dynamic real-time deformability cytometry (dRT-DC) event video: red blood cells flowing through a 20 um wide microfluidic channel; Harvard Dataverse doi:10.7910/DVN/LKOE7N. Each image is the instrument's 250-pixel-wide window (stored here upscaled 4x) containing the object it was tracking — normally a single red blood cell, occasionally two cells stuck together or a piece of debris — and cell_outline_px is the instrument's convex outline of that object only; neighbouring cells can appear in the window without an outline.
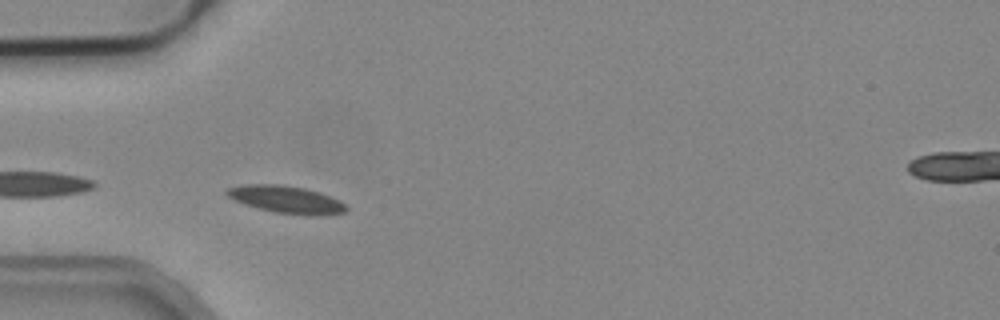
{"species": "common noctule bat (a hibernating species)", "species_latin": "Nyctalus noctula", "temperature_condition": "cold", "stored_images_in_passage": 5, "camera_frame_rate_fps": 3000, "um_per_image_px": 0.085, "animal": {"sex": "male", "body_mass_g": 19.2, "forearm_length_mm": 51.8}, "frame": {"image": 1, "passage_image": 2, "time_ms": 0.333, "image_size_px": [1000, 320], "cell_outline_px": [[348, 208], [344, 212], [320, 216], [312, 216], [276, 212], [244, 204], [228, 196], [224, 192], [228, 188], [248, 184], [276, 184], [304, 188], [320, 192], [340, 200]], "centroid_in_image_um": [24.37, 16.96], "position_along_channel_um": 60.6, "area_um2": 18.84}}